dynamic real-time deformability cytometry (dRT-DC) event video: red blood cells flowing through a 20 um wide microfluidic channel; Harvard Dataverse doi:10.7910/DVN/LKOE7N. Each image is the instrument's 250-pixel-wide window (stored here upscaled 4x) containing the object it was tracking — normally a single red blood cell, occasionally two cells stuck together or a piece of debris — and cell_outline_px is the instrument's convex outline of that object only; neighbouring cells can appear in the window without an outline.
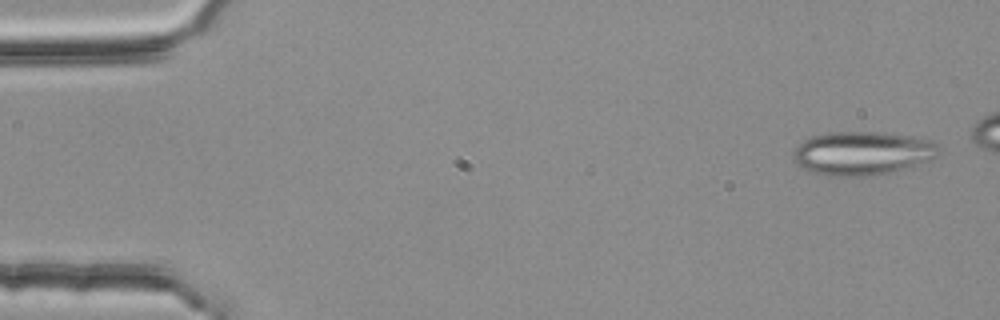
{"species": "common noctule bat (a hibernating species)", "species_latin": "Nyctalus noctula", "temperature_condition": "room temperature", "stored_images_in_passage": 5, "camera_frame_rate_fps": 3000, "um_per_image_px": 0.085, "animal": {"sex": "female", "body_mass_g": 25.1}, "frame": {"image": 1, "passage_image": 1, "time_ms": 0.0, "image_size_px": [1000, 320], "cell_outline_px": [[940, 152], [932, 160], [888, 172], [868, 176], [828, 176], [812, 172], [804, 168], [792, 160], [792, 152], [804, 140], [812, 136], [832, 132], [884, 132], [908, 136], [928, 140], [936, 144]], "centroid_in_image_um": [73.27, 13.02], "position_along_channel_um": 11.7, "area_um2": 36.7}}